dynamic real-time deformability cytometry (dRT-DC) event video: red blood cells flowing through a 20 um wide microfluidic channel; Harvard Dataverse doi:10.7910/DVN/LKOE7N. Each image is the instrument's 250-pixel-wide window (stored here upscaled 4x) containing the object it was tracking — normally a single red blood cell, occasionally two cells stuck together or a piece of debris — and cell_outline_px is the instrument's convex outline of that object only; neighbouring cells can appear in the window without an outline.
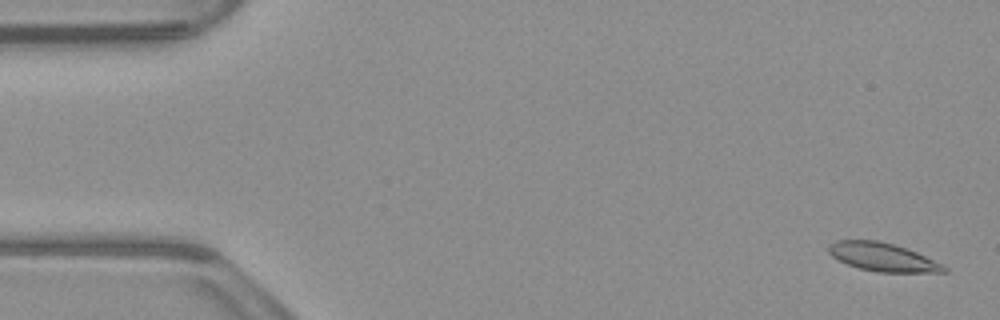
{"species": "common noctule bat (a hibernating species)", "species_latin": "Nyctalus noctula", "temperature_condition": "warm", "stored_images_in_passage": 53, "camera_frame_rate_fps": 3000, "um_per_image_px": 0.085, "animal": {"sex": "male", "body_mass_g": 23.1, "forearm_length_mm": 52.7}, "frame": {"image": 1, "passage_image": 2, "time_ms": 0.333, "image_size_px": [1000, 320], "cell_outline_px": [[948, 272], [876, 272], [860, 268], [848, 264], [832, 256], [828, 252], [828, 244], [836, 240], [876, 240], [892, 244], [916, 252], [944, 264], [948, 268]], "centroid_in_image_um": [75.04, 21.85], "position_along_channel_um": 10.0, "area_um2": 18.96}}
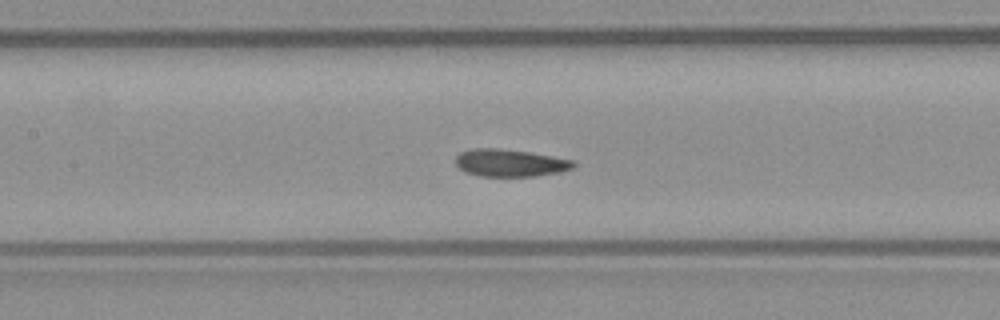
{"frame": {"image": 2, "passage_image": 24, "time_ms": 7.667, "image_size_px": [1000, 320], "cell_outline_px": [[576, 164], [572, 168], [560, 172], [536, 176], [480, 176], [464, 172], [456, 164], [456, 156], [460, 152], [472, 148], [496, 148], [528, 152], [576, 160]], "centroid_in_image_um": [43.36, 13.85], "position_along_channel_um": 164.0, "area_um2": 18.84}}
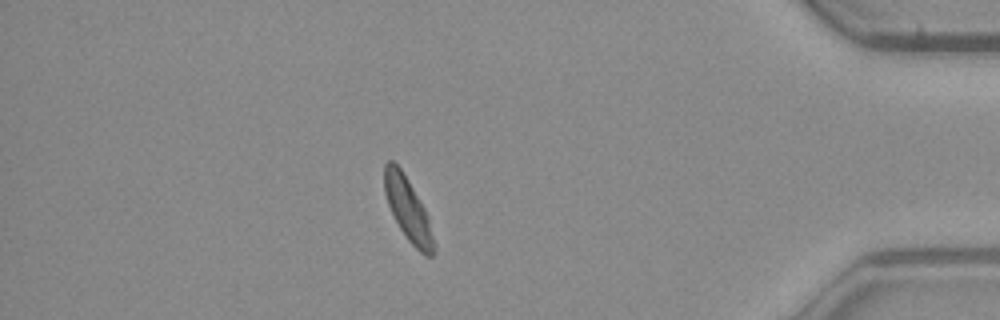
{"frame": {"image": 3, "passage_image": 46, "time_ms": 15.0, "image_size_px": [1000, 320], "cell_outline_px": [[436, 248], [432, 256], [424, 256], [408, 240], [400, 228], [388, 204], [384, 192], [384, 164], [388, 160], [392, 160], [400, 168], [408, 180], [424, 208], [428, 216], [436, 244]], "centroid_in_image_um": [34.69, 17.82], "position_along_channel_um": 400.5, "area_um2": 18.03}, "authors_computed_cell_mechanics": {"area_um2": 18.9584, "velocity_mm_per_s": 3.8697, "shape_relaxation_time_tau1_ms": 2.8212, "shape_relaxation_time_tau2_ms": 1.4184, "deformation_change_tau1": 0.1078, "deformation_change_tau2": 0.0539}}